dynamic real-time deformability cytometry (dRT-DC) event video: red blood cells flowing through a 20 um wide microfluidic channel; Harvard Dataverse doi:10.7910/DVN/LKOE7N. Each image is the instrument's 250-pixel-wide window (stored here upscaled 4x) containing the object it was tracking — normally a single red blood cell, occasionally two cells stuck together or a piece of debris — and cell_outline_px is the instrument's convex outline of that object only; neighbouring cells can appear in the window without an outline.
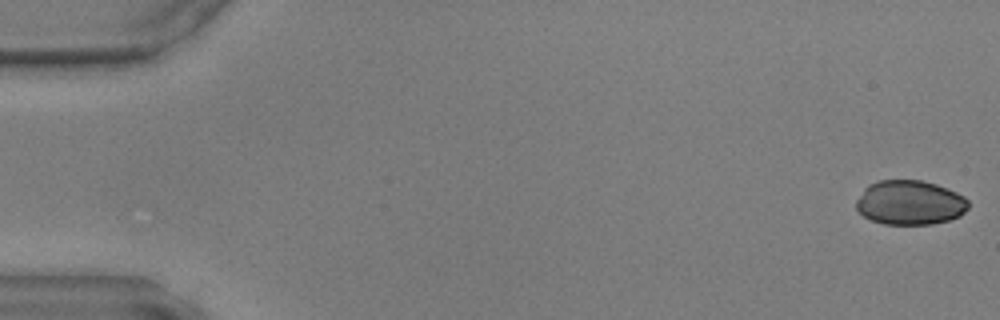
{"species": "common noctule bat (a hibernating species)", "species_latin": "Nyctalus noctula", "temperature_condition": "warm", "stored_images_in_passage": 45, "camera_frame_rate_fps": 3000, "um_per_image_px": 0.085, "animal": {"sex": "male", "body_mass_g": 17.9, "forearm_length_mm": 54.2}, "frame": {"image": 1, "passage_image": 1, "time_ms": 0.0, "image_size_px": [1000, 320], "cell_outline_px": [[968, 208], [960, 216], [948, 220], [932, 224], [884, 224], [872, 220], [864, 216], [856, 208], [856, 200], [864, 188], [880, 180], [920, 180], [936, 184], [956, 192], [964, 196], [968, 200]], "centroid_in_image_um": [77.35, 17.22], "position_along_channel_um": 7.7, "area_um2": 28.96}}
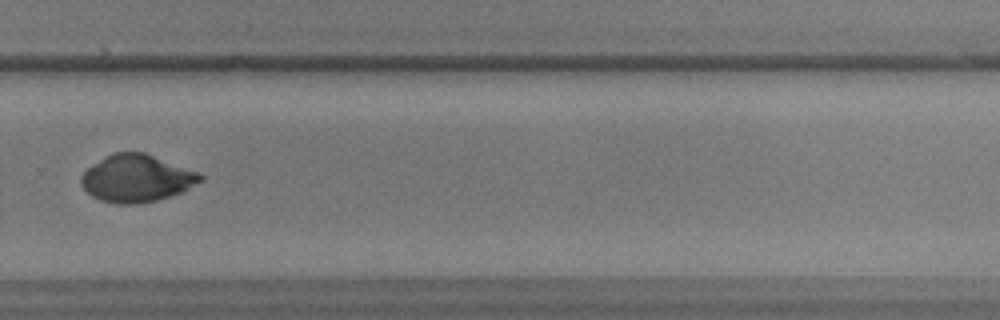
{"frame": {"image": 2, "passage_image": 33, "time_ms": 10.667, "image_size_px": [1000, 320], "cell_outline_px": [[204, 180], [180, 192], [156, 200], [132, 204], [116, 204], [100, 200], [92, 196], [84, 188], [80, 180], [80, 176], [88, 168], [108, 156], [116, 152], [144, 152], [200, 172], [204, 176]], "centroid_in_image_um": [11.64, 15.16], "position_along_channel_um": 318.2, "area_um2": 32.48}}
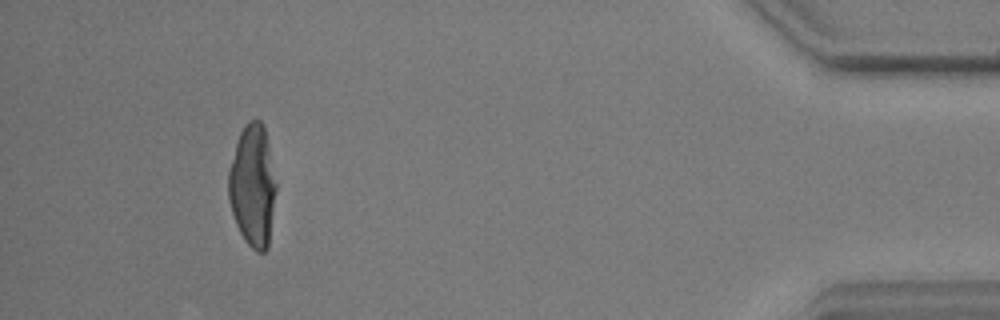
{"frame": {"image": 3, "passage_image": 44, "time_ms": 14.333, "image_size_px": [1000, 320], "cell_outline_px": [[276, 188], [268, 248], [264, 252], [256, 252], [244, 240], [236, 224], [232, 212], [228, 196], [228, 168], [240, 132], [244, 124], [248, 120], [260, 120], [264, 128], [276, 184]], "centroid_in_image_um": [21.45, 15.81], "position_along_channel_um": 413.7, "area_um2": 33.58}}